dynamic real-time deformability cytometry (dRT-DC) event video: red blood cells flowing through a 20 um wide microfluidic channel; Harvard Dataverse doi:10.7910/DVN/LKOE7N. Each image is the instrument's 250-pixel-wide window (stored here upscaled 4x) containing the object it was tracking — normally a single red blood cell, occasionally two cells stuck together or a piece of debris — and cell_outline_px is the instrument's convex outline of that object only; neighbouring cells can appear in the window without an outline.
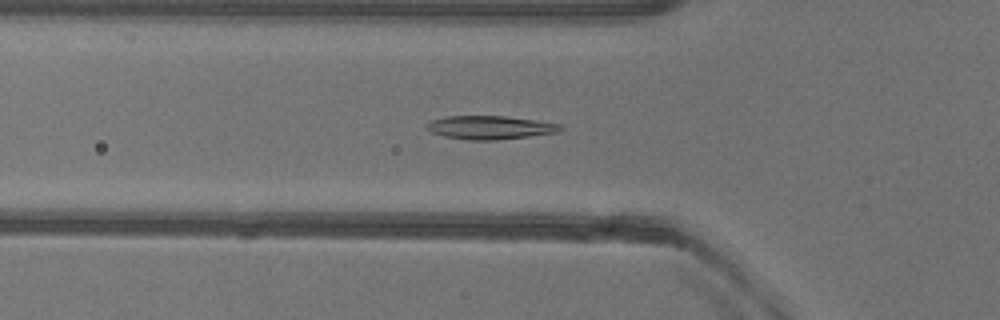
{"species": "common noctule bat (a hibernating species)", "species_latin": "Nyctalus noctula", "temperature_condition": "warm", "stored_images_in_passage": 38, "camera_frame_rate_fps": 3000, "um_per_image_px": 0.085, "animal": {"sex": "female"}, "frame": {"image": 1, "passage_image": 4, "time_ms": 1.0, "image_size_px": [1000, 320], "cell_outline_px": [[564, 128], [560, 132], [496, 140], [468, 140], [444, 136], [432, 132], [424, 128], [424, 124], [432, 120], [444, 116], [504, 116], [560, 124]], "centroid_in_image_um": [41.6, 10.84], "position_along_channel_um": 84.2, "area_um2": 18.26}}
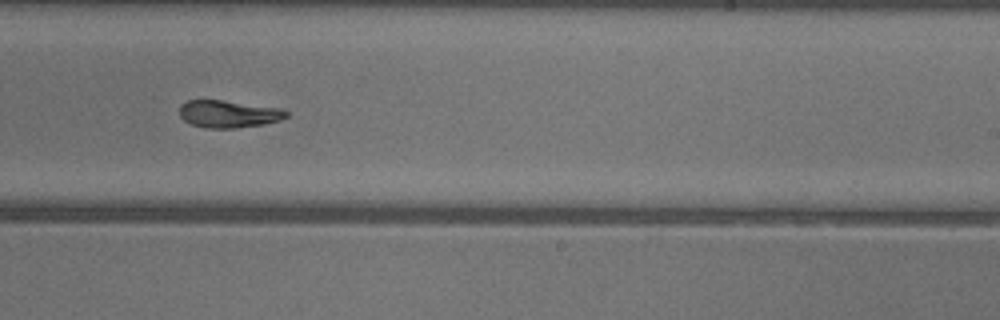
{"frame": {"image": 2, "passage_image": 18, "time_ms": 5.667, "image_size_px": [1000, 320], "cell_outline_px": [[288, 116], [280, 120], [264, 124], [236, 128], [204, 128], [192, 124], [184, 120], [180, 116], [180, 104], [188, 100], [220, 100], [280, 108], [288, 112]], "centroid_in_image_um": [19.41, 9.69], "position_along_channel_um": 269.6, "area_um2": 16.94}}
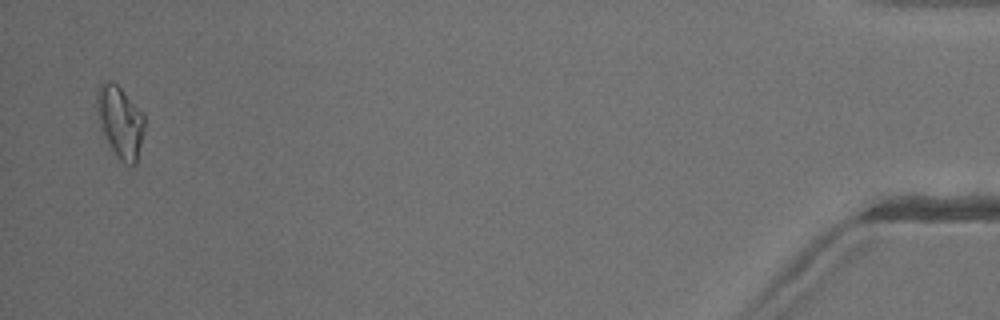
{"frame": {"image": 3, "passage_image": 37, "time_ms": 12.0, "image_size_px": [1000, 320], "cell_outline_px": [[144, 132], [136, 164], [132, 168], [124, 164], [120, 160], [104, 136], [100, 128], [96, 108], [96, 92], [100, 84], [104, 80], [108, 80], [116, 84], [144, 112]], "centroid_in_image_um": [10.22, 10.36], "position_along_channel_um": 425.0, "area_um2": 20.17}, "authors_computed_cell_mechanics": {"area_um2": 17.5712, "velocity_mm_per_s": 3.9632, "shape_relaxation_time_tau1_ms": 6.1399, "shape_relaxation_time_tau2_ms": 4.9313, "deformation_change_tau1": 0.2172, "deformation_change_tau2": 0.1096}}